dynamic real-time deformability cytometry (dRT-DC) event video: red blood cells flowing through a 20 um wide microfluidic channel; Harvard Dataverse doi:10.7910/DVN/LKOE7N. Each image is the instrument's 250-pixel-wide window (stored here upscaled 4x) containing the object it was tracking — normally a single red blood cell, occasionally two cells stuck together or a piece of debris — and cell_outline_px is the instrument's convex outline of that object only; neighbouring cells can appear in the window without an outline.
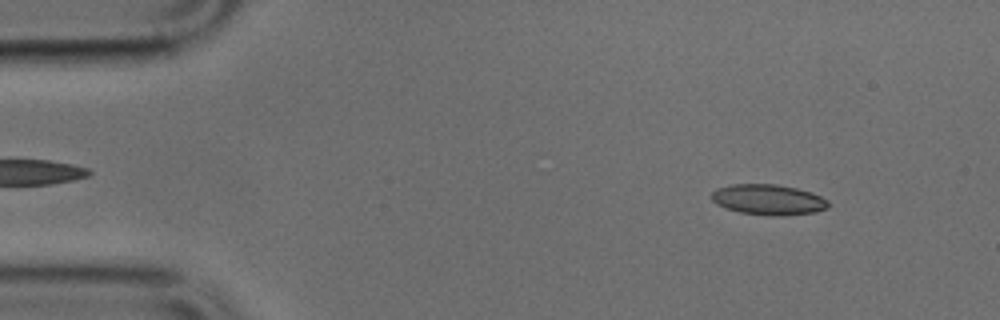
{"species": "common noctule bat (a hibernating species)", "species_latin": "Nyctalus noctula", "temperature_condition": "cold", "stored_images_in_passage": 43, "camera_frame_rate_fps": 3000, "um_per_image_px": 0.085, "animal": {"sex": "male", "body_mass_g": 17.9, "forearm_length_mm": 54.2}, "frame": {"image": 1, "passage_image": 5, "time_ms": 1.333, "image_size_px": [1000, 320], "cell_outline_px": [[828, 208], [816, 212], [780, 216], [776, 216], [740, 212], [728, 208], [712, 200], [712, 192], [716, 188], [732, 184], [776, 184], [796, 188], [812, 192], [828, 200]], "centroid_in_image_um": [65.34, 16.96], "position_along_channel_um": 19.7, "area_um2": 20.58}}
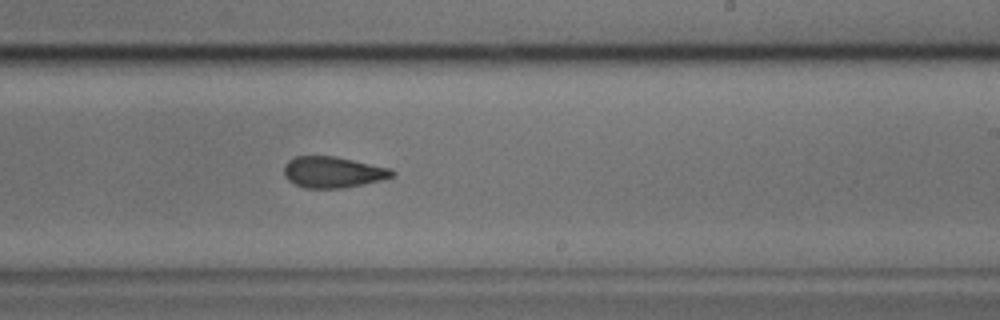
{"frame": {"image": 2, "passage_image": 29, "time_ms": 9.333, "image_size_px": [1000, 320], "cell_outline_px": [[396, 172], [392, 176], [380, 180], [364, 184], [344, 188], [304, 188], [288, 180], [284, 176], [284, 164], [288, 160], [296, 156], [336, 156], [392, 168]], "centroid_in_image_um": [28.3, 14.62], "position_along_channel_um": 260.7, "area_um2": 19.77}}
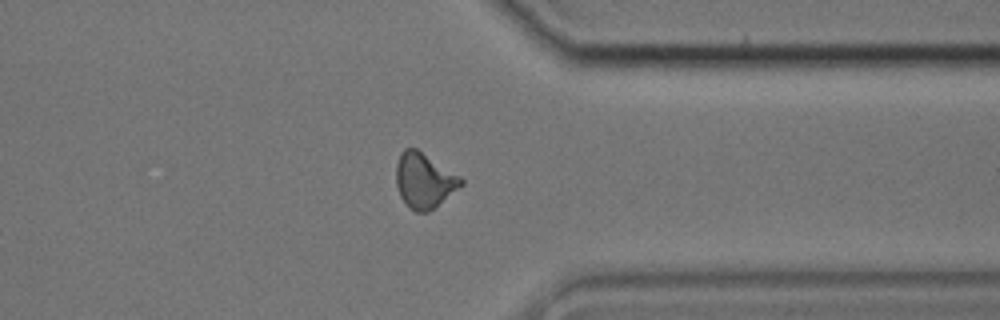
{"frame": {"image": 3, "passage_image": 38, "time_ms": 12.333, "image_size_px": [1000, 320], "cell_outline_px": [[464, 184], [428, 212], [416, 212], [408, 208], [400, 196], [396, 184], [396, 164], [400, 152], [404, 148], [416, 148], [460, 176], [464, 180]], "centroid_in_image_um": [36.03, 15.34], "position_along_channel_um": 375.4, "area_um2": 20.81}}